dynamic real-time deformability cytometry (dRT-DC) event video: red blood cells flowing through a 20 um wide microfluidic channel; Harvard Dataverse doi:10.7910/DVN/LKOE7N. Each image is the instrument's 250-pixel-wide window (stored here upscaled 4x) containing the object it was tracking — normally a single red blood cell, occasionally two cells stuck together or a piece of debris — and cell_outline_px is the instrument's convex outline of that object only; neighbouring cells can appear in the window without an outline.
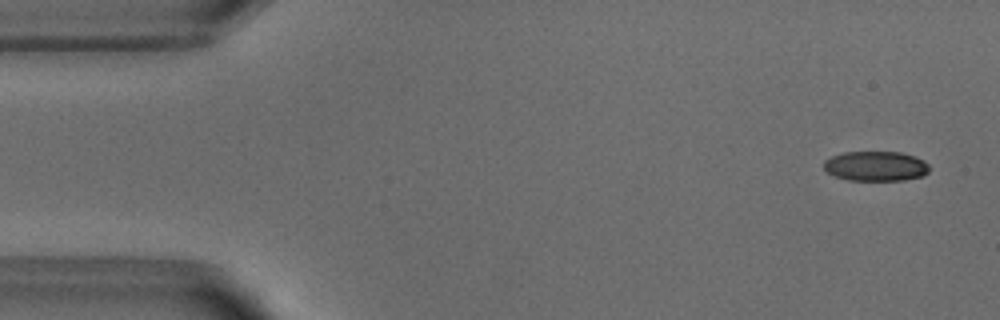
{"species": "common noctule bat (a hibernating species)", "species_latin": "Nyctalus noctula", "temperature_condition": "warm", "stored_images_in_passage": 52, "camera_frame_rate_fps": 3000, "um_per_image_px": 0.085, "animal": {"sex": "male", "body_mass_g": 18.8}, "frame": {"image": 1, "passage_image": 3, "time_ms": 0.667, "image_size_px": [1000, 320], "cell_outline_px": [[928, 172], [924, 176], [904, 180], [848, 180], [836, 176], [828, 172], [824, 168], [824, 160], [832, 156], [844, 152], [900, 152], [916, 156], [924, 160], [928, 164]], "centroid_in_image_um": [74.47, 14.12], "position_along_channel_um": 10.5, "area_um2": 18.38}}
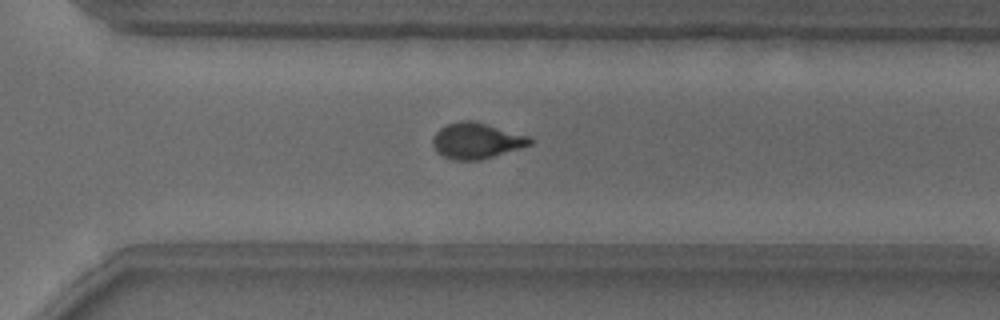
{"frame": {"image": 2, "passage_image": 36, "time_ms": 11.667, "image_size_px": [1000, 320], "cell_outline_px": [[536, 140], [532, 144], [480, 160], [452, 160], [436, 152], [432, 144], [432, 136], [440, 128], [448, 124], [460, 120], [472, 120], [528, 136]], "centroid_in_image_um": [40.47, 11.96], "position_along_channel_um": 330.1, "area_um2": 20.23}}
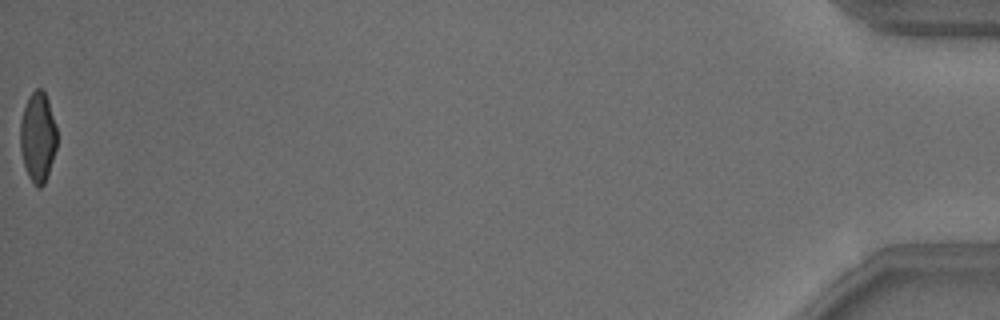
{"frame": {"image": 3, "passage_image": 52, "time_ms": 17.0, "image_size_px": [1000, 320], "cell_outline_px": [[56, 148], [44, 184], [40, 188], [36, 188], [28, 176], [24, 164], [20, 148], [20, 120], [28, 96], [36, 88], [44, 88], [56, 124]], "centroid_in_image_um": [3.21, 11.62], "position_along_channel_um": 432.0, "area_um2": 19.31}, "authors_computed_cell_mechanics": {"area_um2": 20.6346, "velocity_mm_per_s": 3.8917, "shape_relaxation_time_tau1_ms": 4.5837, "shape_relaxation_time_tau2_ms": 1.2086, "deformation_change_tau1": 0.1582, "deformation_change_tau2": 0.0668}}